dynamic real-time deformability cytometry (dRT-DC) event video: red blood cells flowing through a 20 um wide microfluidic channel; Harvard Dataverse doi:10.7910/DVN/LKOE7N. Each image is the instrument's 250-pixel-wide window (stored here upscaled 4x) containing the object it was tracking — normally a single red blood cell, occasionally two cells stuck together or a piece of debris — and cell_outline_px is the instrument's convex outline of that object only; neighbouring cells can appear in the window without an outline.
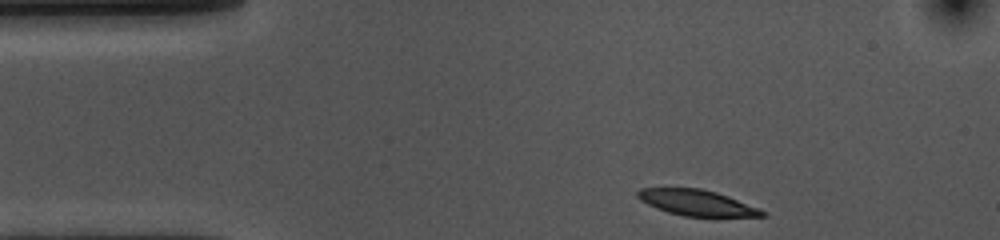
{"species": "common noctule bat (a hibernating species)", "species_latin": "Nyctalus noctula", "temperature_condition": "cold", "stored_images_in_passage": 37, "camera_frame_rate_fps": 3000, "um_per_image_px": 0.085, "animal": {"sex": "female", "body_mass_g": 10.0, "forearm_length_mm": 53.1}, "frame": {"image": 1, "passage_image": 1, "time_ms": 0.0, "image_size_px": [1000, 240], "cell_outline_px": [[768, 216], [684, 216], [668, 212], [656, 208], [640, 200], [636, 196], [636, 192], [640, 188], [700, 188], [716, 192], [728, 196], [760, 208]], "centroid_in_image_um": [59.21, 17.22], "position_along_channel_um": 25.8, "area_um2": 18.61}}
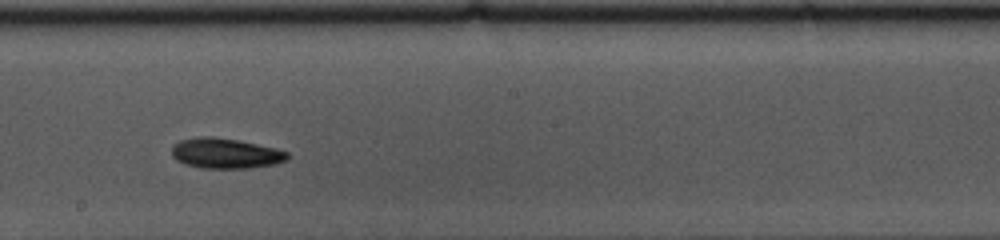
{"frame": {"image": 2, "passage_image": 22, "time_ms": 7.0, "image_size_px": [1000, 240], "cell_outline_px": [[288, 160], [276, 164], [252, 168], [200, 168], [184, 164], [176, 160], [172, 156], [172, 144], [180, 140], [196, 136], [212, 136], [240, 140], [276, 148], [288, 152]], "centroid_in_image_um": [19.16, 13.03], "position_along_channel_um": 229.0, "area_um2": 20.81}}
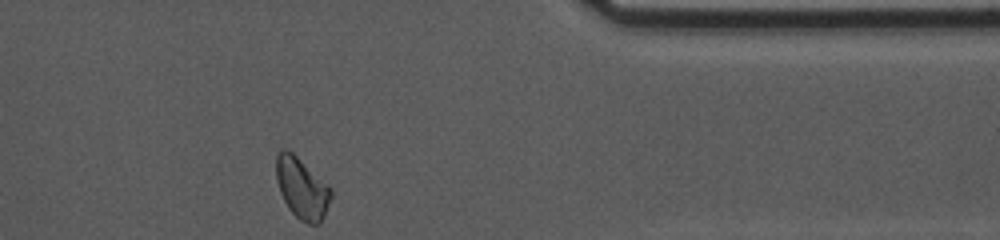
{"frame": {"image": 3, "passage_image": 37, "time_ms": 12.0, "image_size_px": [1000, 240], "cell_outline_px": [[332, 196], [324, 216], [320, 224], [308, 224], [300, 220], [288, 208], [280, 192], [276, 180], [276, 156], [280, 148], [284, 148], [292, 152], [332, 192]], "centroid_in_image_um": [25.61, 16.02], "position_along_channel_um": 385.8, "area_um2": 18.96}, "authors_computed_cell_mechanics": {"area_um2": 19.7098, "velocity_mm_per_s": 3.584, "shape_relaxation_time_tau1_ms": 2.8396, "shape_relaxation_time_tau2_ms": null, "deformation_change_tau1": 0.1054, "deformation_change_tau2": null}}